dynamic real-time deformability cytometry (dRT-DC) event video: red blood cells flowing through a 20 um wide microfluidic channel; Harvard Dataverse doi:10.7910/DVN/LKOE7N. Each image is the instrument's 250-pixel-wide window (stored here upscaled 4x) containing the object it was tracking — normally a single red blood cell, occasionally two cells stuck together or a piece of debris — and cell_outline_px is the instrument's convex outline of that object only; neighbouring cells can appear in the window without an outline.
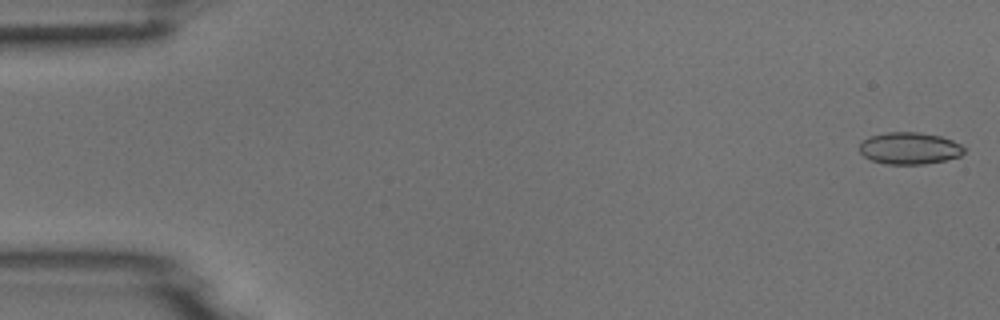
{"species": "common noctule bat (a hibernating species)", "species_latin": "Nyctalus noctula", "temperature_condition": "room temperature", "stored_images_in_passage": 51, "camera_frame_rate_fps": 3000, "um_per_image_px": 0.085, "animal": {"sex": "male", "body_mass_g": 18.8}, "frame": {"image": 1, "passage_image": 1, "time_ms": 0.0, "image_size_px": [1000, 320], "cell_outline_px": [[968, 148], [960, 156], [944, 160], [924, 164], [884, 164], [872, 160], [864, 156], [860, 152], [860, 144], [868, 136], [888, 132], [920, 132], [940, 136], [964, 144]], "centroid_in_image_um": [77.35, 12.6], "position_along_channel_um": 7.6, "area_um2": 19.65}}
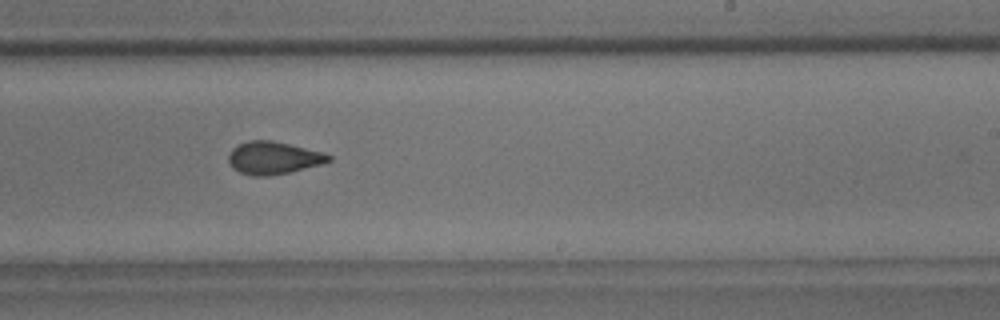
{"frame": {"image": 2, "passage_image": 31, "time_ms": 10.0, "image_size_px": [1000, 320], "cell_outline_px": [[332, 160], [324, 164], [288, 172], [268, 176], [252, 176], [240, 172], [232, 168], [228, 160], [228, 156], [232, 148], [236, 144], [248, 140], [272, 140], [320, 152], [332, 156]], "centroid_in_image_um": [23.2, 13.42], "position_along_channel_um": 265.8, "area_um2": 19.02}}
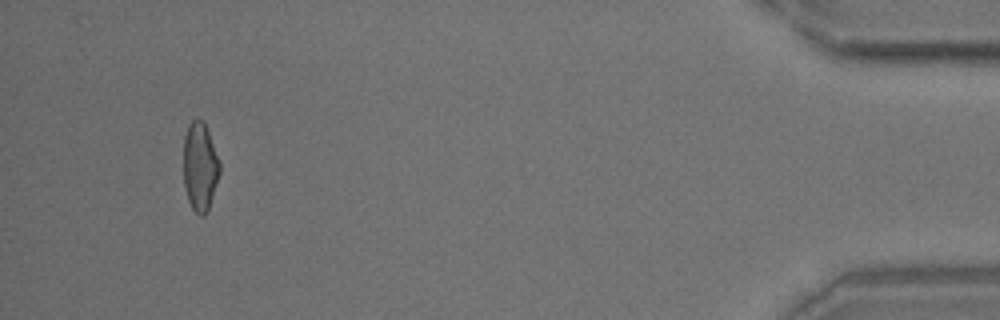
{"frame": {"image": 3, "passage_image": 48, "time_ms": 15.667, "image_size_px": [1000, 320], "cell_outline_px": [[220, 172], [208, 212], [204, 216], [200, 216], [192, 208], [188, 200], [184, 188], [184, 136], [188, 124], [192, 120], [204, 120], [220, 160]], "centroid_in_image_um": [17.01, 14.17], "position_along_channel_um": 418.2, "area_um2": 18.96}}